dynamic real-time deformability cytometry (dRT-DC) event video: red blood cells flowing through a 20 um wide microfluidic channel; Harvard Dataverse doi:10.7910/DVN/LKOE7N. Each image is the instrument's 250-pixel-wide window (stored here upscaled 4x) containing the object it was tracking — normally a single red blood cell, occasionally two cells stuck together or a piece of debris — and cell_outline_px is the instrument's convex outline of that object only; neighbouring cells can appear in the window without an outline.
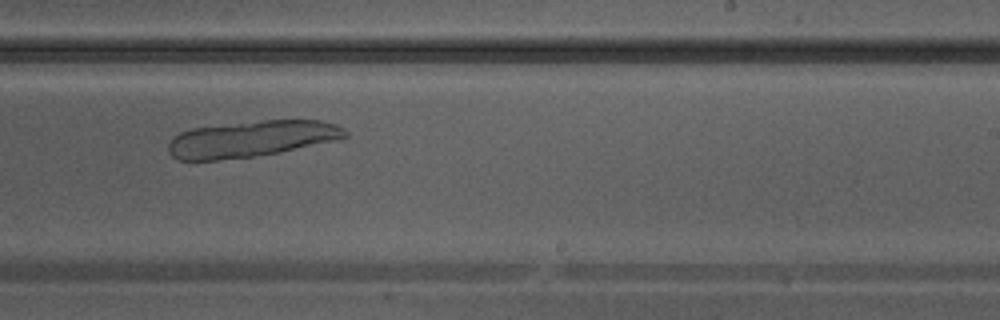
{"species": "Egyptian fruit bat (a non-hibernating species)", "species_latin": "Rousettus aegyptiacus", "temperature_condition": "warm", "stored_images_in_passage": 36, "camera_frame_rate_fps": 3000, "um_per_image_px": 0.085, "animal": {"sex": "male"}, "frame": {"image": 1, "passage_image": 21, "time_ms": 6.667, "image_size_px": [1000, 320], "cell_outline_px": [[348, 136], [332, 140], [280, 152], [252, 156], [220, 160], [176, 160], [168, 152], [168, 144], [172, 136], [180, 132], [192, 128], [264, 120], [320, 120], [336, 124], [344, 128], [348, 132]], "centroid_in_image_um": [21.32, 11.8], "position_along_channel_um": 267.7, "area_um2": 37.11}}